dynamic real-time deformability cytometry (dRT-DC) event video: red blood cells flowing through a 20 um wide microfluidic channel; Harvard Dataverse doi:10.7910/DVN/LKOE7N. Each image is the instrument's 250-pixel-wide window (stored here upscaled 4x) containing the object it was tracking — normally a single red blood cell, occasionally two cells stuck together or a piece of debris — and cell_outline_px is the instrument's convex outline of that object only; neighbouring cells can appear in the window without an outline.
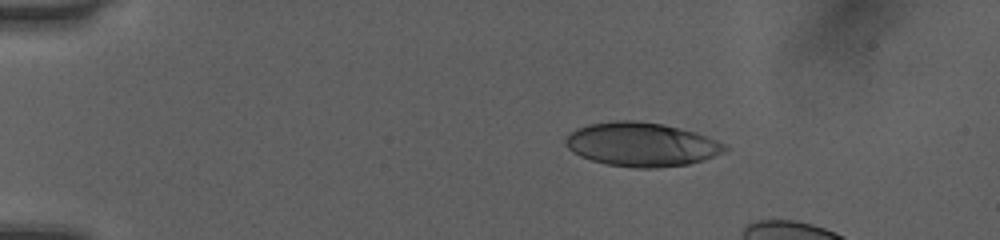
{"species": "human", "species_latin": "Homo sapiens", "temperature_condition": "room temperature", "stored_images_in_passage": 38, "camera_frame_rate_fps": 3000, "um_per_image_px": 0.085, "donor": {"sex": "female"}, "frame": {"image": 1, "passage_image": 1, "time_ms": 0.0, "image_size_px": [1000, 240], "cell_outline_px": [[728, 148], [724, 152], [704, 160], [688, 164], [656, 168], [636, 168], [608, 164], [592, 160], [580, 156], [572, 152], [568, 148], [564, 140], [576, 128], [588, 124], [616, 120], [632, 120], [660, 124], [692, 132], [716, 140], [724, 144]], "centroid_in_image_um": [54.5, 12.28], "position_along_channel_um": 30.5, "area_um2": 40.29}}
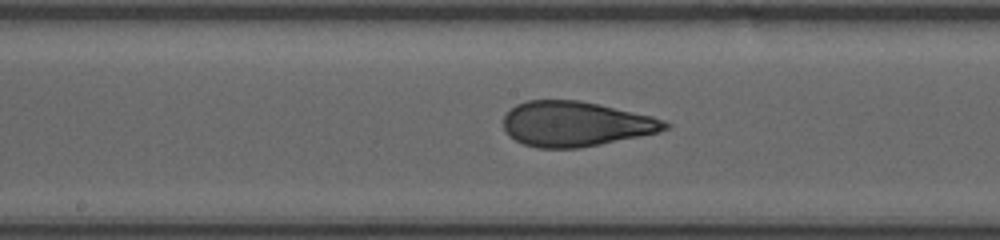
{"frame": {"image": 2, "passage_image": 19, "time_ms": 6.0, "image_size_px": [1000, 240], "cell_outline_px": [[672, 124], [668, 128], [656, 132], [600, 144], [580, 148], [536, 148], [524, 144], [508, 136], [504, 128], [504, 116], [516, 104], [528, 100], [576, 100], [596, 104], [652, 116], [664, 120]], "centroid_in_image_um": [48.89, 10.54], "position_along_channel_um": 199.3, "area_um2": 41.96}}
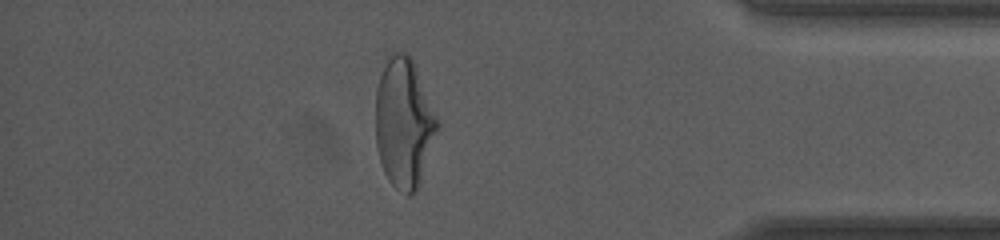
{"frame": {"image": 3, "passage_image": 36, "time_ms": 11.667, "image_size_px": [1000, 240], "cell_outline_px": [[440, 124], [416, 192], [412, 196], [408, 196], [396, 188], [388, 180], [384, 172], [380, 160], [376, 144], [376, 88], [380, 76], [392, 52], [408, 52], [416, 64]], "centroid_in_image_um": [34.34, 10.44], "position_along_channel_um": 400.9, "area_um2": 46.64}}